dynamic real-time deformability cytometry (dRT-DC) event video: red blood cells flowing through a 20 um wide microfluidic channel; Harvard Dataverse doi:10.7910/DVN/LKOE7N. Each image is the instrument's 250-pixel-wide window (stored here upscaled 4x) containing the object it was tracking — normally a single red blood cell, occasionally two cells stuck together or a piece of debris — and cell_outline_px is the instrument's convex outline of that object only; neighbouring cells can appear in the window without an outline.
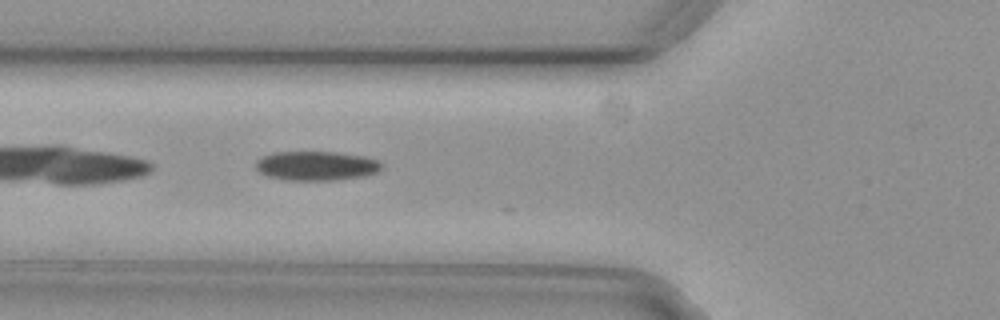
{"species": "common noctule bat (a hibernating species)", "species_latin": "Nyctalus noctula", "temperature_condition": "cold", "stored_images_in_passage": 40, "camera_frame_rate_fps": 3000, "um_per_image_px": 0.085, "animal": {"sex": "female", "body_mass_g": 29.2, "forearm_length_mm": 56.3}, "frame": {"image": 1, "passage_image": 4, "time_ms": 1.0, "image_size_px": [1000, 320], "cell_outline_px": [[380, 168], [376, 172], [364, 176], [332, 180], [284, 180], [268, 176], [260, 172], [256, 168], [256, 160], [272, 152], [336, 152], [364, 156], [380, 160]], "centroid_in_image_um": [26.87, 14.09], "position_along_channel_um": 98.9, "area_um2": 21.39}}
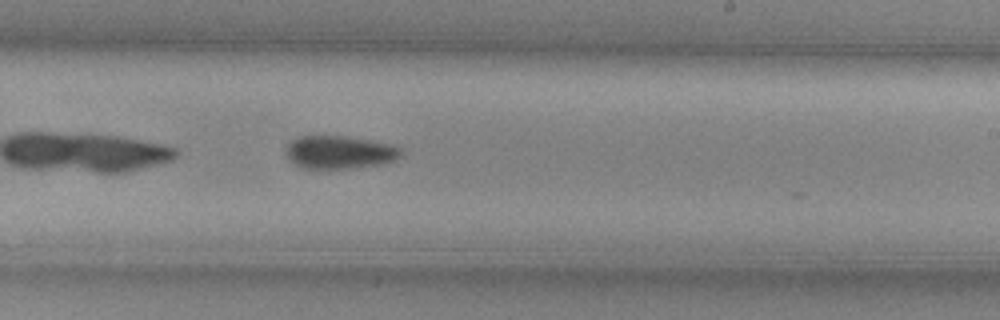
{"frame": {"image": 2, "passage_image": 17, "time_ms": 5.333, "image_size_px": [1000, 320], "cell_outline_px": [[404, 148], [400, 156], [392, 160], [376, 164], [352, 168], [300, 168], [288, 160], [284, 152], [284, 148], [292, 140], [300, 136], [348, 136], [372, 140], [392, 144]], "centroid_in_image_um": [28.81, 12.92], "position_along_channel_um": 260.2, "area_um2": 22.31}}
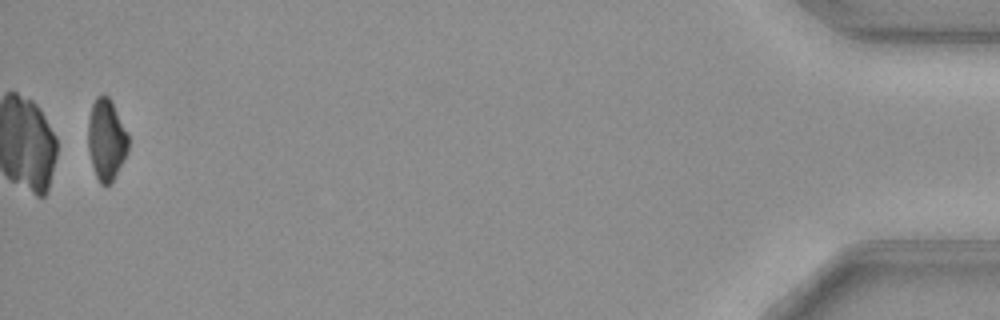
{"frame": {"image": 3, "passage_image": 38, "time_ms": 12.333, "image_size_px": [1000, 320], "cell_outline_px": [[128, 152], [124, 160], [112, 180], [108, 184], [100, 184], [96, 176], [92, 164], [88, 148], [88, 124], [92, 104], [96, 96], [108, 96], [112, 100], [128, 132]], "centroid_in_image_um": [9.05, 11.83], "position_along_channel_um": 426.1, "area_um2": 19.02}, "authors_computed_cell_mechanics": {"area_um2": 21.4727, "velocity_mm_per_s": 3.724, "shape_relaxation_time_tau1_ms": 10.0914, "shape_relaxation_time_tau2_ms": null, "deformation_change_tau1": 0.168, "deformation_change_tau2": null}}